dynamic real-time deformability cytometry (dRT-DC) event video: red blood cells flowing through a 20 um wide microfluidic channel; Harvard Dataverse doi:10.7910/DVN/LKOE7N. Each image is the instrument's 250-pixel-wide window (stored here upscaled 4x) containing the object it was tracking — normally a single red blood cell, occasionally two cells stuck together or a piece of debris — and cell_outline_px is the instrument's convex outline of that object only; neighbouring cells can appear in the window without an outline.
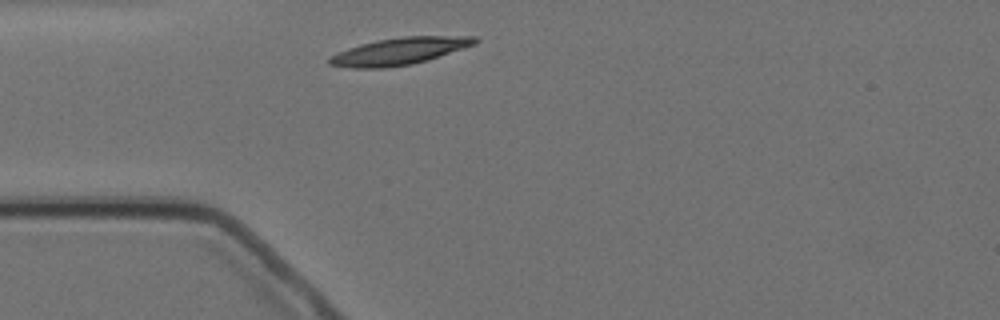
{"species": "Egyptian fruit bat (a non-hibernating species)", "species_latin": "Rousettus aegyptiacus", "temperature_condition": "cold", "stored_images_in_passage": 2, "camera_frame_rate_fps": 3000, "um_per_image_px": 0.085, "animal": {"sex": "female"}, "frame": {"image": 1, "passage_image": 2, "time_ms": 1.333, "image_size_px": [1000, 320], "cell_outline_px": [[480, 40], [476, 44], [428, 60], [412, 64], [384, 68], [352, 68], [328, 64], [328, 56], [348, 48], [360, 44], [376, 40], [404, 36], [476, 36]], "centroid_in_image_um": [33.95, 4.35], "position_along_channel_um": 51.0, "area_um2": 23.06}}